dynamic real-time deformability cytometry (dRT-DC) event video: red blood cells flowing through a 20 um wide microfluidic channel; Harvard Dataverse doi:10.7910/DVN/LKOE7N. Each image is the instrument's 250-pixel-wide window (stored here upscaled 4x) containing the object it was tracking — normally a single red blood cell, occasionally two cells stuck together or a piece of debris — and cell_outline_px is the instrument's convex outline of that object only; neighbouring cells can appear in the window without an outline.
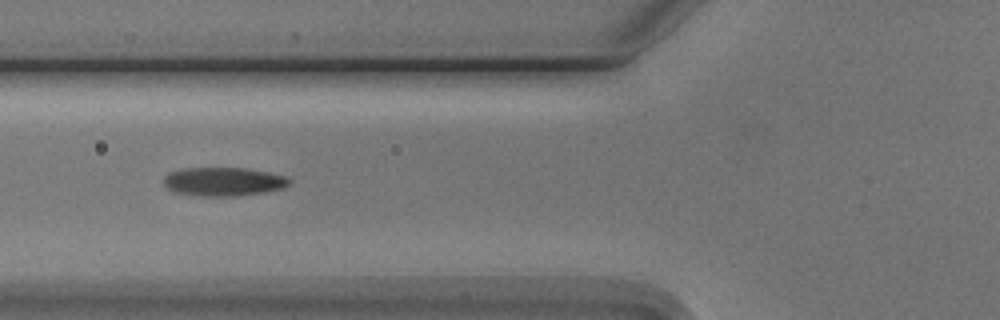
{"species": "Egyptian fruit bat (a non-hibernating species)", "species_latin": "Rousettus aegyptiacus", "temperature_condition": "cold", "stored_images_in_passage": 12, "camera_frame_rate_fps": 3000, "um_per_image_px": 0.085, "animal": {"sex": "male"}, "frame": {"image": 1, "passage_image": 3, "time_ms": 3.333, "image_size_px": [1000, 320], "cell_outline_px": [[292, 184], [284, 188], [264, 192], [236, 196], [200, 196], [176, 192], [168, 188], [164, 184], [164, 176], [168, 172], [184, 168], [244, 168], [268, 172], [284, 176], [292, 180]], "centroid_in_image_um": [19.02, 15.44], "position_along_channel_um": 106.8, "area_um2": 21.04}}
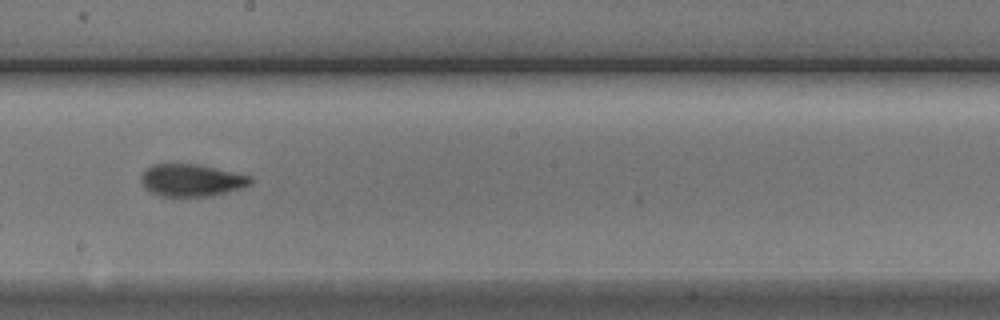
{"frame": {"image": 2, "passage_image": 6, "time_ms": 6.667, "image_size_px": [1000, 320], "cell_outline_px": [[252, 184], [240, 188], [212, 196], [160, 196], [152, 192], [140, 180], [140, 176], [152, 164], [196, 164], [252, 176]], "centroid_in_image_um": [16.3, 15.32], "position_along_channel_um": 231.9, "area_um2": 20.29}}
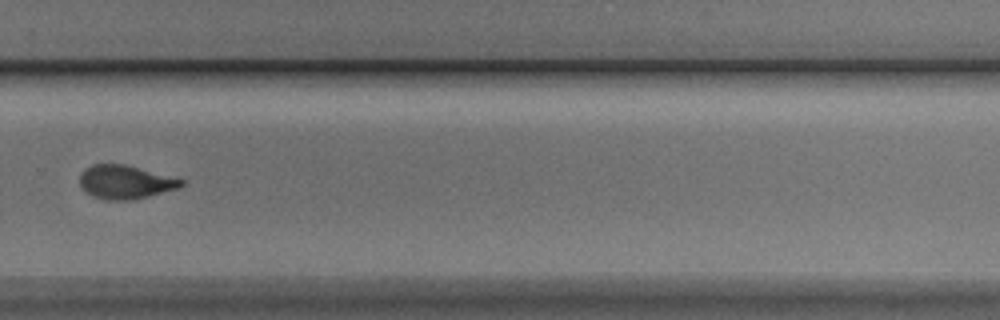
{"frame": {"image": 3, "passage_image": 8, "time_ms": 9.0, "image_size_px": [1000, 320], "cell_outline_px": [[184, 184], [180, 188], [128, 200], [104, 200], [92, 196], [80, 184], [80, 172], [84, 168], [92, 164], [124, 164], [184, 180]], "centroid_in_image_um": [10.62, 15.46], "position_along_channel_um": 319.2, "area_um2": 19.59}, "authors_computed_cell_mechanics": {"area_um2": 19.7387, "velocity_mm_per_s": 3.738, "shape_relaxation_time_tau1_ms": 7.4147, "shape_relaxation_time_tau2_ms": 4.0413, "deformation_change_tau1": 0.1947, "deformation_change_tau2": 0.1079}}